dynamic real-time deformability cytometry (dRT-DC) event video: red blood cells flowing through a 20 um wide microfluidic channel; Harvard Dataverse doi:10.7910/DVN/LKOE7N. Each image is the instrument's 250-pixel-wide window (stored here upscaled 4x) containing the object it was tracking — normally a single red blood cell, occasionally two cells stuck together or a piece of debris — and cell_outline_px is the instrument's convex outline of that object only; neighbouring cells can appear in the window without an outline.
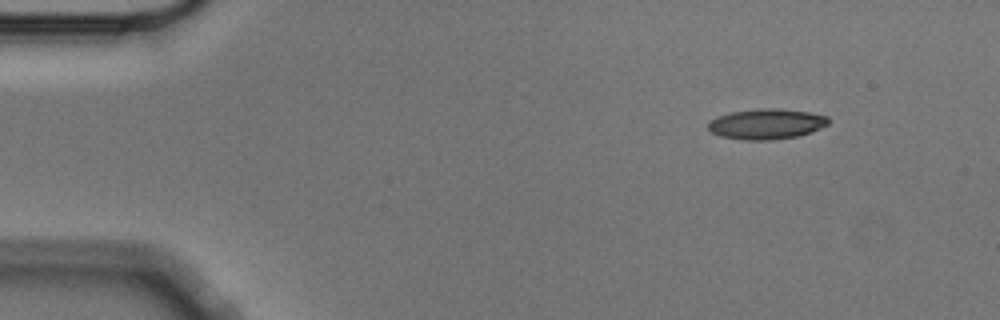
{"species": "Egyptian fruit bat (a non-hibernating species)", "species_latin": "Rousettus aegyptiacus", "temperature_condition": "cold", "stored_images_in_passage": 10, "camera_frame_rate_fps": 3000, "um_per_image_px": 0.085, "animal": {"sex": "male"}, "frame": {"image": 1, "passage_image": 1, "time_ms": 0.0, "image_size_px": [1000, 320], "cell_outline_px": [[828, 124], [812, 132], [796, 136], [772, 140], [744, 140], [720, 136], [712, 132], [708, 128], [708, 120], [716, 116], [732, 112], [760, 108], [780, 108], [808, 112], [828, 116]], "centroid_in_image_um": [65.12, 10.53], "position_along_channel_um": 19.9, "area_um2": 21.39}}
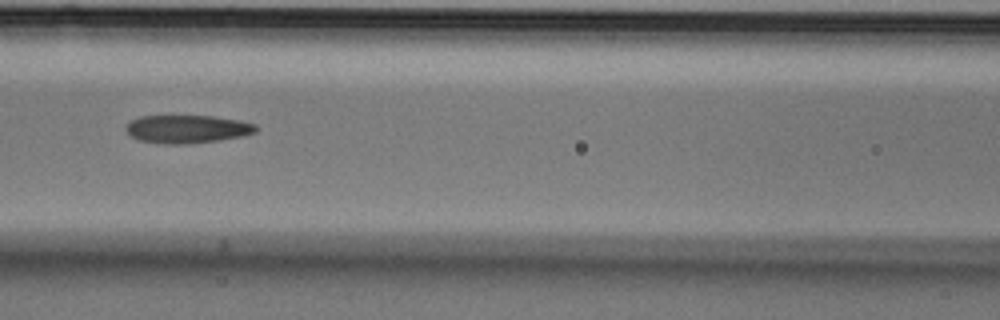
{"frame": {"image": 2, "passage_image": 6, "time_ms": 1.667, "image_size_px": [1000, 320], "cell_outline_px": [[256, 132], [244, 136], [188, 144], [164, 144], [140, 140], [128, 136], [124, 128], [132, 120], [140, 116], [216, 116], [240, 120], [256, 124]], "centroid_in_image_um": [15.9, 10.97], "position_along_channel_um": 150.7, "area_um2": 21.39}}
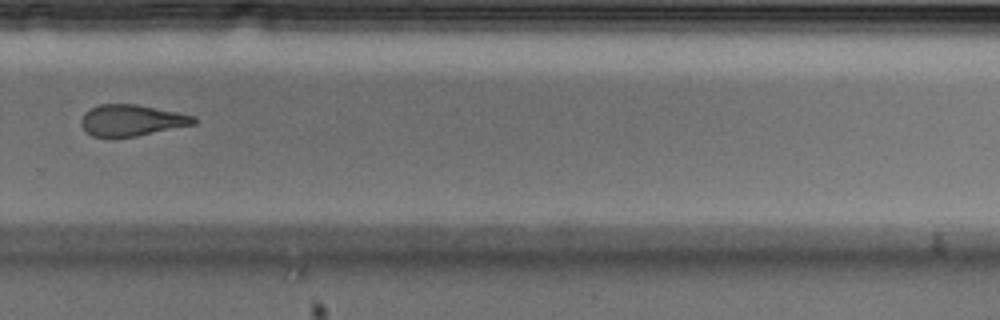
{"frame": {"image": 3, "passage_image": 10, "time_ms": 3.0, "image_size_px": [1000, 320], "cell_outline_px": [[200, 120], [196, 124], [136, 136], [92, 136], [80, 124], [80, 120], [84, 112], [100, 104], [136, 104], [196, 116]], "centroid_in_image_um": [11.23, 10.21], "position_along_channel_um": 318.6, "area_um2": 20.4}}